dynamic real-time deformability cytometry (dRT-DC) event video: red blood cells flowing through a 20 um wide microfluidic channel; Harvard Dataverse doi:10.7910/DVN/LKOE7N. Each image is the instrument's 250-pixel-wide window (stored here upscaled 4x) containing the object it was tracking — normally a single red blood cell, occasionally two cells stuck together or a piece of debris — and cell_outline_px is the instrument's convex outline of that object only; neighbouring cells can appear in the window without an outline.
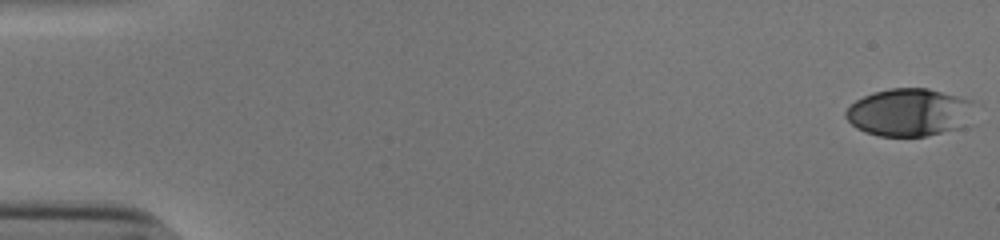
{"species": "human", "species_latin": "Homo sapiens", "temperature_condition": "cold", "stored_images_in_passage": 54, "camera_frame_rate_fps": 3000, "um_per_image_px": 0.085, "donor": {"sex": "male"}, "frame": {"image": 1, "passage_image": 1, "time_ms": 0.0, "image_size_px": [1000, 240], "cell_outline_px": [[972, 100], [960, 128], [924, 136], [880, 136], [864, 132], [856, 128], [844, 116], [844, 112], [856, 100], [872, 92], [888, 88], [928, 88]], "centroid_in_image_um": [77.15, 9.54], "position_along_channel_um": 7.8, "area_um2": 35.03}}
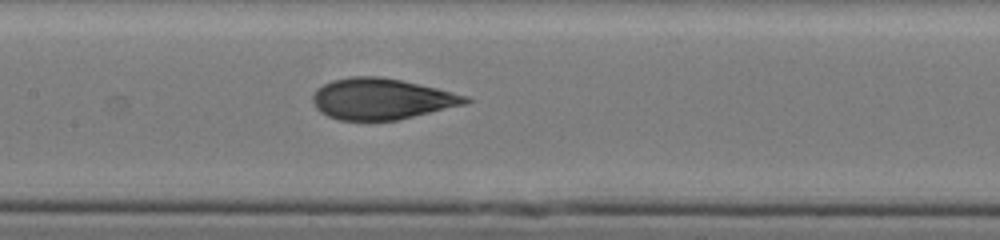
{"frame": {"image": 2, "passage_image": 27, "time_ms": 8.667, "image_size_px": [1000, 240], "cell_outline_px": [[472, 100], [468, 104], [396, 120], [340, 120], [328, 116], [320, 112], [316, 108], [312, 100], [312, 96], [316, 88], [332, 80], [352, 76], [380, 76], [400, 80], [436, 88], [468, 96]], "centroid_in_image_um": [32.42, 8.4], "position_along_channel_um": 175.0, "area_um2": 36.53}}
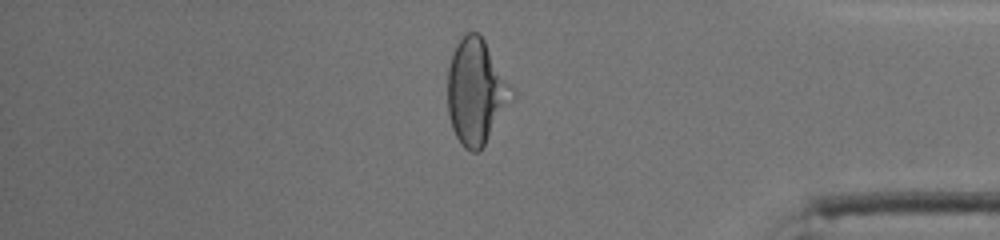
{"frame": {"image": 3, "passage_image": 46, "time_ms": 15.0, "image_size_px": [1000, 240], "cell_outline_px": [[516, 96], [484, 144], [476, 152], [472, 152], [464, 148], [460, 144], [452, 128], [448, 112], [448, 68], [452, 52], [456, 44], [468, 32], [480, 32], [516, 92]], "centroid_in_image_um": [40.49, 7.78], "position_along_channel_um": 394.7, "area_um2": 39.59}, "authors_computed_cell_mechanics": {"area_um2": 36.414, "velocity_mm_per_s": 3.8563, "shape_relaxation_time_tau1_ms": 6.624, "shape_relaxation_time_tau2_ms": 0.8677, "deformation_change_tau1": 0.237, "deformation_change_tau2": 0.0665}}